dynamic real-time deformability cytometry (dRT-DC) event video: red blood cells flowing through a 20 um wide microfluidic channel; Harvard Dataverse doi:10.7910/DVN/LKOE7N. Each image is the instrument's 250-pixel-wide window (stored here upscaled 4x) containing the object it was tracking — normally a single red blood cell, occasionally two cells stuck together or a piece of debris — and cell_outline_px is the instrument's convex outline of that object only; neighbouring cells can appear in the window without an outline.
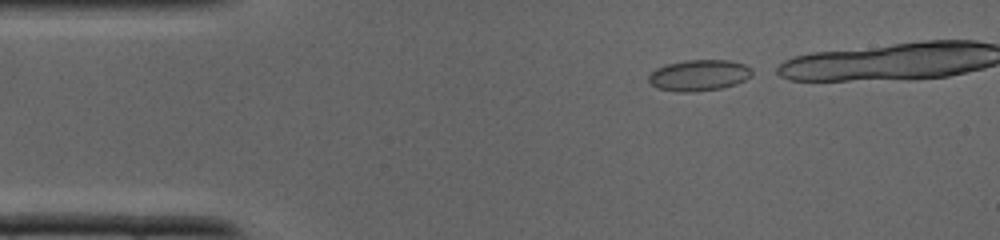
{"species": "common noctule bat (a hibernating species)", "species_latin": "Nyctalus noctula", "temperature_condition": "cold", "stored_images_in_passage": 9, "camera_frame_rate_fps": 3000, "um_per_image_px": 0.085, "animal": {"sex": "male", "body_mass_g": 19.0, "forearm_length_mm": 50.8}, "frame": {"image": 1, "passage_image": 1, "time_ms": 0.0, "image_size_px": [1000, 240], "cell_outline_px": [[752, 76], [736, 84], [720, 88], [688, 92], [676, 92], [656, 88], [648, 80], [648, 76], [656, 68], [668, 64], [684, 60], [728, 60], [744, 64], [752, 68]], "centroid_in_image_um": [59.41, 6.4], "position_along_channel_um": 25.6, "area_um2": 18.73}}
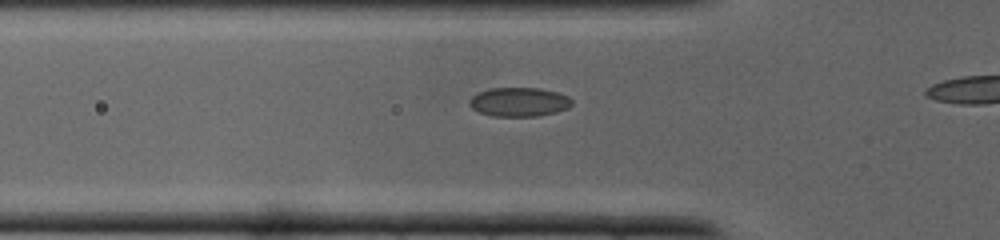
{"frame": {"image": 2, "passage_image": 7, "time_ms": 2.0, "image_size_px": [1000, 240], "cell_outline_px": [[572, 104], [568, 108], [556, 112], [536, 116], [492, 116], [480, 112], [472, 108], [468, 104], [468, 100], [476, 92], [492, 88], [540, 88], [556, 92], [568, 96], [572, 100]], "centroid_in_image_um": [44.1, 8.66], "position_along_channel_um": 81.7, "area_um2": 17.4}}